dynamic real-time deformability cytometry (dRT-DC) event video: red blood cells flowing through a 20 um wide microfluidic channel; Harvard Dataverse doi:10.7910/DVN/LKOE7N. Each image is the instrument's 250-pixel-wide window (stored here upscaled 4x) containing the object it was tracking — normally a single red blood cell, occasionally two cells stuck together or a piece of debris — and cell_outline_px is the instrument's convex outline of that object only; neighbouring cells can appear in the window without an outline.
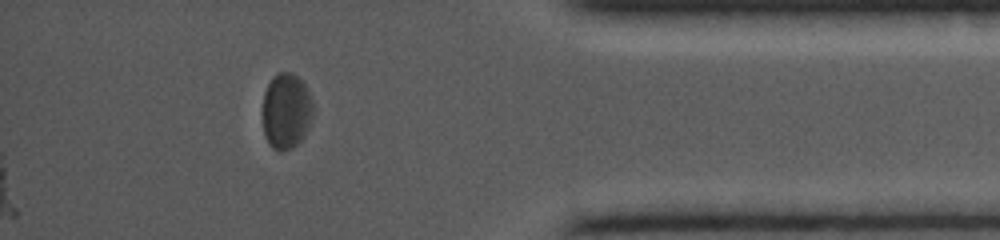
{"species": "common noctule bat (a hibernating species)", "species_latin": "Nyctalus noctula", "temperature_condition": "cold", "stored_images_in_passage": 37, "segment_of_instrument_passage": [2, 2], "camera_frame_rate_fps": 5000, "um_per_image_px": 0.085, "animal": {"sex": "female", "body_mass_g": 19.0, "forearm_length_mm": 56.7}, "frame": {"image": 1, "passage_image": 37, "time_ms": 13.6, "image_size_px": [1000, 240], "cell_outline_px": [[312, 116], [308, 128], [304, 136], [292, 148], [280, 152], [272, 148], [268, 144], [264, 132], [264, 92], [272, 76], [280, 72], [292, 72], [304, 84], [312, 100]], "centroid_in_image_um": [24.33, 9.45], "position_along_channel_um": 410.9, "area_um2": 22.08}}